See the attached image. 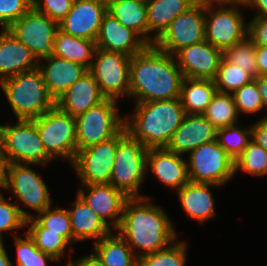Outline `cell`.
Listing matches in <instances>:
<instances>
[{"mask_svg":"<svg viewBox=\"0 0 267 266\" xmlns=\"http://www.w3.org/2000/svg\"><path fill=\"white\" fill-rule=\"evenodd\" d=\"M247 24V37L256 46H267V18L253 17Z\"/></svg>","mask_w":267,"mask_h":266,"instance_id":"cell-45","label":"cell"},{"mask_svg":"<svg viewBox=\"0 0 267 266\" xmlns=\"http://www.w3.org/2000/svg\"><path fill=\"white\" fill-rule=\"evenodd\" d=\"M38 68L42 72L48 94L55 102L88 71L81 64L54 55L39 60Z\"/></svg>","mask_w":267,"mask_h":266,"instance_id":"cell-22","label":"cell"},{"mask_svg":"<svg viewBox=\"0 0 267 266\" xmlns=\"http://www.w3.org/2000/svg\"><path fill=\"white\" fill-rule=\"evenodd\" d=\"M238 124L217 129L218 144L235 160L251 140V125L247 129Z\"/></svg>","mask_w":267,"mask_h":266,"instance_id":"cell-37","label":"cell"},{"mask_svg":"<svg viewBox=\"0 0 267 266\" xmlns=\"http://www.w3.org/2000/svg\"><path fill=\"white\" fill-rule=\"evenodd\" d=\"M95 214L110 228L118 229L125 202L129 199L110 183L82 185L77 194Z\"/></svg>","mask_w":267,"mask_h":266,"instance_id":"cell-16","label":"cell"},{"mask_svg":"<svg viewBox=\"0 0 267 266\" xmlns=\"http://www.w3.org/2000/svg\"><path fill=\"white\" fill-rule=\"evenodd\" d=\"M77 266H104L102 262L92 252L88 256L80 257V259L73 260Z\"/></svg>","mask_w":267,"mask_h":266,"instance_id":"cell-50","label":"cell"},{"mask_svg":"<svg viewBox=\"0 0 267 266\" xmlns=\"http://www.w3.org/2000/svg\"><path fill=\"white\" fill-rule=\"evenodd\" d=\"M35 245L43 253L54 257L61 264V258L66 254V247L70 245L62 236L53 232H27Z\"/></svg>","mask_w":267,"mask_h":266,"instance_id":"cell-42","label":"cell"},{"mask_svg":"<svg viewBox=\"0 0 267 266\" xmlns=\"http://www.w3.org/2000/svg\"><path fill=\"white\" fill-rule=\"evenodd\" d=\"M131 56L96 48L89 71L106 98L118 100L130 94Z\"/></svg>","mask_w":267,"mask_h":266,"instance_id":"cell-11","label":"cell"},{"mask_svg":"<svg viewBox=\"0 0 267 266\" xmlns=\"http://www.w3.org/2000/svg\"><path fill=\"white\" fill-rule=\"evenodd\" d=\"M184 76L173 55L148 45L130 59V94L136 103L179 98Z\"/></svg>","mask_w":267,"mask_h":266,"instance_id":"cell-1","label":"cell"},{"mask_svg":"<svg viewBox=\"0 0 267 266\" xmlns=\"http://www.w3.org/2000/svg\"><path fill=\"white\" fill-rule=\"evenodd\" d=\"M104 2H106V3H108V2H110L111 0H103Z\"/></svg>","mask_w":267,"mask_h":266,"instance_id":"cell-56","label":"cell"},{"mask_svg":"<svg viewBox=\"0 0 267 266\" xmlns=\"http://www.w3.org/2000/svg\"><path fill=\"white\" fill-rule=\"evenodd\" d=\"M234 163L235 174L240 170L254 176L267 174V152L252 139Z\"/></svg>","mask_w":267,"mask_h":266,"instance_id":"cell-35","label":"cell"},{"mask_svg":"<svg viewBox=\"0 0 267 266\" xmlns=\"http://www.w3.org/2000/svg\"><path fill=\"white\" fill-rule=\"evenodd\" d=\"M256 45L247 37L223 52V57L231 64H236L253 78L258 76Z\"/></svg>","mask_w":267,"mask_h":266,"instance_id":"cell-38","label":"cell"},{"mask_svg":"<svg viewBox=\"0 0 267 266\" xmlns=\"http://www.w3.org/2000/svg\"><path fill=\"white\" fill-rule=\"evenodd\" d=\"M148 148L127 134L117 145L109 183L128 198H146L139 194L146 177Z\"/></svg>","mask_w":267,"mask_h":266,"instance_id":"cell-7","label":"cell"},{"mask_svg":"<svg viewBox=\"0 0 267 266\" xmlns=\"http://www.w3.org/2000/svg\"><path fill=\"white\" fill-rule=\"evenodd\" d=\"M186 244L175 240L165 249L138 258L137 266H185Z\"/></svg>","mask_w":267,"mask_h":266,"instance_id":"cell-36","label":"cell"},{"mask_svg":"<svg viewBox=\"0 0 267 266\" xmlns=\"http://www.w3.org/2000/svg\"><path fill=\"white\" fill-rule=\"evenodd\" d=\"M173 56L184 78L214 80L223 52L204 40L183 47Z\"/></svg>","mask_w":267,"mask_h":266,"instance_id":"cell-18","label":"cell"},{"mask_svg":"<svg viewBox=\"0 0 267 266\" xmlns=\"http://www.w3.org/2000/svg\"><path fill=\"white\" fill-rule=\"evenodd\" d=\"M189 181L223 186L235 177L234 159L217 140L203 144L188 153Z\"/></svg>","mask_w":267,"mask_h":266,"instance_id":"cell-10","label":"cell"},{"mask_svg":"<svg viewBox=\"0 0 267 266\" xmlns=\"http://www.w3.org/2000/svg\"><path fill=\"white\" fill-rule=\"evenodd\" d=\"M217 129L200 114H186L172 135L166 149L185 155L199 146L216 140Z\"/></svg>","mask_w":267,"mask_h":266,"instance_id":"cell-19","label":"cell"},{"mask_svg":"<svg viewBox=\"0 0 267 266\" xmlns=\"http://www.w3.org/2000/svg\"><path fill=\"white\" fill-rule=\"evenodd\" d=\"M28 166L4 164V190H9L16 202L40 213L52 205V199L43 178Z\"/></svg>","mask_w":267,"mask_h":266,"instance_id":"cell-13","label":"cell"},{"mask_svg":"<svg viewBox=\"0 0 267 266\" xmlns=\"http://www.w3.org/2000/svg\"><path fill=\"white\" fill-rule=\"evenodd\" d=\"M31 50L8 29L0 33V81L38 67Z\"/></svg>","mask_w":267,"mask_h":266,"instance_id":"cell-24","label":"cell"},{"mask_svg":"<svg viewBox=\"0 0 267 266\" xmlns=\"http://www.w3.org/2000/svg\"><path fill=\"white\" fill-rule=\"evenodd\" d=\"M134 107L132 116H124V127L147 148L166 147L186 115L179 98L135 103Z\"/></svg>","mask_w":267,"mask_h":266,"instance_id":"cell-3","label":"cell"},{"mask_svg":"<svg viewBox=\"0 0 267 266\" xmlns=\"http://www.w3.org/2000/svg\"><path fill=\"white\" fill-rule=\"evenodd\" d=\"M33 8L58 23L72 8L74 0H32Z\"/></svg>","mask_w":267,"mask_h":266,"instance_id":"cell-44","label":"cell"},{"mask_svg":"<svg viewBox=\"0 0 267 266\" xmlns=\"http://www.w3.org/2000/svg\"><path fill=\"white\" fill-rule=\"evenodd\" d=\"M73 205V209H67L71 221L73 243L88 239L97 242L112 232L78 195Z\"/></svg>","mask_w":267,"mask_h":266,"instance_id":"cell-27","label":"cell"},{"mask_svg":"<svg viewBox=\"0 0 267 266\" xmlns=\"http://www.w3.org/2000/svg\"><path fill=\"white\" fill-rule=\"evenodd\" d=\"M105 99L106 97L101 93L97 81L88 70L57 99L55 105L63 112L76 118Z\"/></svg>","mask_w":267,"mask_h":266,"instance_id":"cell-23","label":"cell"},{"mask_svg":"<svg viewBox=\"0 0 267 266\" xmlns=\"http://www.w3.org/2000/svg\"><path fill=\"white\" fill-rule=\"evenodd\" d=\"M112 231L97 242H93V253L104 266H137L138 258L127 242Z\"/></svg>","mask_w":267,"mask_h":266,"instance_id":"cell-30","label":"cell"},{"mask_svg":"<svg viewBox=\"0 0 267 266\" xmlns=\"http://www.w3.org/2000/svg\"><path fill=\"white\" fill-rule=\"evenodd\" d=\"M0 152L4 164L45 166L46 154L34 120L17 119L16 124H0Z\"/></svg>","mask_w":267,"mask_h":266,"instance_id":"cell-6","label":"cell"},{"mask_svg":"<svg viewBox=\"0 0 267 266\" xmlns=\"http://www.w3.org/2000/svg\"><path fill=\"white\" fill-rule=\"evenodd\" d=\"M205 40V0L178 15L155 41L161 51L174 55L183 47Z\"/></svg>","mask_w":267,"mask_h":266,"instance_id":"cell-14","label":"cell"},{"mask_svg":"<svg viewBox=\"0 0 267 266\" xmlns=\"http://www.w3.org/2000/svg\"><path fill=\"white\" fill-rule=\"evenodd\" d=\"M233 98L236 104L238 114H255L265 109L263 106V101L258 93V87L254 80L250 83L242 86L240 89L235 91Z\"/></svg>","mask_w":267,"mask_h":266,"instance_id":"cell-41","label":"cell"},{"mask_svg":"<svg viewBox=\"0 0 267 266\" xmlns=\"http://www.w3.org/2000/svg\"><path fill=\"white\" fill-rule=\"evenodd\" d=\"M33 215L26 212L14 202H9L0 196V242L3 241V232H10L14 237L17 236L15 230L26 228V220L32 218Z\"/></svg>","mask_w":267,"mask_h":266,"instance_id":"cell-40","label":"cell"},{"mask_svg":"<svg viewBox=\"0 0 267 266\" xmlns=\"http://www.w3.org/2000/svg\"><path fill=\"white\" fill-rule=\"evenodd\" d=\"M216 129L238 123V111L232 94L216 92L202 114Z\"/></svg>","mask_w":267,"mask_h":266,"instance_id":"cell-33","label":"cell"},{"mask_svg":"<svg viewBox=\"0 0 267 266\" xmlns=\"http://www.w3.org/2000/svg\"><path fill=\"white\" fill-rule=\"evenodd\" d=\"M0 189H4V182H0ZM2 195V192L0 191V196Z\"/></svg>","mask_w":267,"mask_h":266,"instance_id":"cell-54","label":"cell"},{"mask_svg":"<svg viewBox=\"0 0 267 266\" xmlns=\"http://www.w3.org/2000/svg\"><path fill=\"white\" fill-rule=\"evenodd\" d=\"M227 1H228V0H227ZM229 1H243V2H244L245 0H229Z\"/></svg>","mask_w":267,"mask_h":266,"instance_id":"cell-55","label":"cell"},{"mask_svg":"<svg viewBox=\"0 0 267 266\" xmlns=\"http://www.w3.org/2000/svg\"><path fill=\"white\" fill-rule=\"evenodd\" d=\"M26 236L14 237V247H16L17 266H48V261L58 262L49 254L43 253L35 245L34 240L25 232Z\"/></svg>","mask_w":267,"mask_h":266,"instance_id":"cell-39","label":"cell"},{"mask_svg":"<svg viewBox=\"0 0 267 266\" xmlns=\"http://www.w3.org/2000/svg\"><path fill=\"white\" fill-rule=\"evenodd\" d=\"M33 7L32 0H0V25L8 29Z\"/></svg>","mask_w":267,"mask_h":266,"instance_id":"cell-43","label":"cell"},{"mask_svg":"<svg viewBox=\"0 0 267 266\" xmlns=\"http://www.w3.org/2000/svg\"><path fill=\"white\" fill-rule=\"evenodd\" d=\"M238 6L246 5L243 1L205 0V40L222 52L247 38L248 24Z\"/></svg>","mask_w":267,"mask_h":266,"instance_id":"cell-5","label":"cell"},{"mask_svg":"<svg viewBox=\"0 0 267 266\" xmlns=\"http://www.w3.org/2000/svg\"><path fill=\"white\" fill-rule=\"evenodd\" d=\"M181 156L184 155L165 147L148 148L146 171H151L158 181L178 191L189 182L187 162Z\"/></svg>","mask_w":267,"mask_h":266,"instance_id":"cell-21","label":"cell"},{"mask_svg":"<svg viewBox=\"0 0 267 266\" xmlns=\"http://www.w3.org/2000/svg\"><path fill=\"white\" fill-rule=\"evenodd\" d=\"M253 79L246 71L222 57L214 82L217 92L233 94Z\"/></svg>","mask_w":267,"mask_h":266,"instance_id":"cell-34","label":"cell"},{"mask_svg":"<svg viewBox=\"0 0 267 266\" xmlns=\"http://www.w3.org/2000/svg\"><path fill=\"white\" fill-rule=\"evenodd\" d=\"M33 120L46 154L52 160L65 158L72 165L77 154L75 118L55 105Z\"/></svg>","mask_w":267,"mask_h":266,"instance_id":"cell-9","label":"cell"},{"mask_svg":"<svg viewBox=\"0 0 267 266\" xmlns=\"http://www.w3.org/2000/svg\"><path fill=\"white\" fill-rule=\"evenodd\" d=\"M251 139L267 152V116L251 124Z\"/></svg>","mask_w":267,"mask_h":266,"instance_id":"cell-46","label":"cell"},{"mask_svg":"<svg viewBox=\"0 0 267 266\" xmlns=\"http://www.w3.org/2000/svg\"><path fill=\"white\" fill-rule=\"evenodd\" d=\"M107 12L148 44L146 0H111L107 3Z\"/></svg>","mask_w":267,"mask_h":266,"instance_id":"cell-28","label":"cell"},{"mask_svg":"<svg viewBox=\"0 0 267 266\" xmlns=\"http://www.w3.org/2000/svg\"><path fill=\"white\" fill-rule=\"evenodd\" d=\"M256 61L258 76L267 74V46H256Z\"/></svg>","mask_w":267,"mask_h":266,"instance_id":"cell-47","label":"cell"},{"mask_svg":"<svg viewBox=\"0 0 267 266\" xmlns=\"http://www.w3.org/2000/svg\"><path fill=\"white\" fill-rule=\"evenodd\" d=\"M48 207L44 211L26 220L25 232H53L62 236L70 245L73 244L71 221L67 209Z\"/></svg>","mask_w":267,"mask_h":266,"instance_id":"cell-32","label":"cell"},{"mask_svg":"<svg viewBox=\"0 0 267 266\" xmlns=\"http://www.w3.org/2000/svg\"><path fill=\"white\" fill-rule=\"evenodd\" d=\"M0 87L16 120H32L55 106V100L48 94L38 67L0 81Z\"/></svg>","mask_w":267,"mask_h":266,"instance_id":"cell-4","label":"cell"},{"mask_svg":"<svg viewBox=\"0 0 267 266\" xmlns=\"http://www.w3.org/2000/svg\"><path fill=\"white\" fill-rule=\"evenodd\" d=\"M117 233L137 258L165 249L177 239L171 218L163 208L151 203L150 196L125 202Z\"/></svg>","mask_w":267,"mask_h":266,"instance_id":"cell-2","label":"cell"},{"mask_svg":"<svg viewBox=\"0 0 267 266\" xmlns=\"http://www.w3.org/2000/svg\"><path fill=\"white\" fill-rule=\"evenodd\" d=\"M96 50L95 41L77 38L58 30L54 40L53 55L81 64L88 70Z\"/></svg>","mask_w":267,"mask_h":266,"instance_id":"cell-31","label":"cell"},{"mask_svg":"<svg viewBox=\"0 0 267 266\" xmlns=\"http://www.w3.org/2000/svg\"><path fill=\"white\" fill-rule=\"evenodd\" d=\"M127 134L124 127L116 136L77 151L72 166L82 185L109 183L117 145Z\"/></svg>","mask_w":267,"mask_h":266,"instance_id":"cell-12","label":"cell"},{"mask_svg":"<svg viewBox=\"0 0 267 266\" xmlns=\"http://www.w3.org/2000/svg\"><path fill=\"white\" fill-rule=\"evenodd\" d=\"M0 182H4V162L0 152Z\"/></svg>","mask_w":267,"mask_h":266,"instance_id":"cell-52","label":"cell"},{"mask_svg":"<svg viewBox=\"0 0 267 266\" xmlns=\"http://www.w3.org/2000/svg\"><path fill=\"white\" fill-rule=\"evenodd\" d=\"M210 187L218 188L220 186L189 181L177 191L183 211L201 225L216 215L214 198Z\"/></svg>","mask_w":267,"mask_h":266,"instance_id":"cell-25","label":"cell"},{"mask_svg":"<svg viewBox=\"0 0 267 266\" xmlns=\"http://www.w3.org/2000/svg\"><path fill=\"white\" fill-rule=\"evenodd\" d=\"M0 266H15L8 257L3 241L0 242Z\"/></svg>","mask_w":267,"mask_h":266,"instance_id":"cell-51","label":"cell"},{"mask_svg":"<svg viewBox=\"0 0 267 266\" xmlns=\"http://www.w3.org/2000/svg\"><path fill=\"white\" fill-rule=\"evenodd\" d=\"M216 92L214 80L184 78L179 99L186 114L202 115Z\"/></svg>","mask_w":267,"mask_h":266,"instance_id":"cell-29","label":"cell"},{"mask_svg":"<svg viewBox=\"0 0 267 266\" xmlns=\"http://www.w3.org/2000/svg\"><path fill=\"white\" fill-rule=\"evenodd\" d=\"M117 100L106 98L75 118L77 151L116 136L123 128L125 117H121Z\"/></svg>","mask_w":267,"mask_h":266,"instance_id":"cell-8","label":"cell"},{"mask_svg":"<svg viewBox=\"0 0 267 266\" xmlns=\"http://www.w3.org/2000/svg\"><path fill=\"white\" fill-rule=\"evenodd\" d=\"M95 43L96 48L128 56H133L148 46L135 31L122 25L108 12L102 19Z\"/></svg>","mask_w":267,"mask_h":266,"instance_id":"cell-20","label":"cell"},{"mask_svg":"<svg viewBox=\"0 0 267 266\" xmlns=\"http://www.w3.org/2000/svg\"><path fill=\"white\" fill-rule=\"evenodd\" d=\"M65 266H77V264L70 258L69 262H67Z\"/></svg>","mask_w":267,"mask_h":266,"instance_id":"cell-53","label":"cell"},{"mask_svg":"<svg viewBox=\"0 0 267 266\" xmlns=\"http://www.w3.org/2000/svg\"><path fill=\"white\" fill-rule=\"evenodd\" d=\"M106 13L107 3L103 0H74L69 13L59 22V30L67 35L96 42Z\"/></svg>","mask_w":267,"mask_h":266,"instance_id":"cell-17","label":"cell"},{"mask_svg":"<svg viewBox=\"0 0 267 266\" xmlns=\"http://www.w3.org/2000/svg\"><path fill=\"white\" fill-rule=\"evenodd\" d=\"M258 87V93L262 98L263 106L267 110V74L253 79ZM267 116V114H266Z\"/></svg>","mask_w":267,"mask_h":266,"instance_id":"cell-49","label":"cell"},{"mask_svg":"<svg viewBox=\"0 0 267 266\" xmlns=\"http://www.w3.org/2000/svg\"><path fill=\"white\" fill-rule=\"evenodd\" d=\"M245 8L250 7L257 9V14L254 17L267 18V0H245Z\"/></svg>","mask_w":267,"mask_h":266,"instance_id":"cell-48","label":"cell"},{"mask_svg":"<svg viewBox=\"0 0 267 266\" xmlns=\"http://www.w3.org/2000/svg\"><path fill=\"white\" fill-rule=\"evenodd\" d=\"M8 30L31 50L38 61L53 55L59 23L36 11L33 7Z\"/></svg>","mask_w":267,"mask_h":266,"instance_id":"cell-15","label":"cell"},{"mask_svg":"<svg viewBox=\"0 0 267 266\" xmlns=\"http://www.w3.org/2000/svg\"><path fill=\"white\" fill-rule=\"evenodd\" d=\"M198 0H146L148 21V45L155 41L180 14L186 12ZM155 32V33H154ZM153 34L152 36L150 34Z\"/></svg>","mask_w":267,"mask_h":266,"instance_id":"cell-26","label":"cell"}]
</instances>
